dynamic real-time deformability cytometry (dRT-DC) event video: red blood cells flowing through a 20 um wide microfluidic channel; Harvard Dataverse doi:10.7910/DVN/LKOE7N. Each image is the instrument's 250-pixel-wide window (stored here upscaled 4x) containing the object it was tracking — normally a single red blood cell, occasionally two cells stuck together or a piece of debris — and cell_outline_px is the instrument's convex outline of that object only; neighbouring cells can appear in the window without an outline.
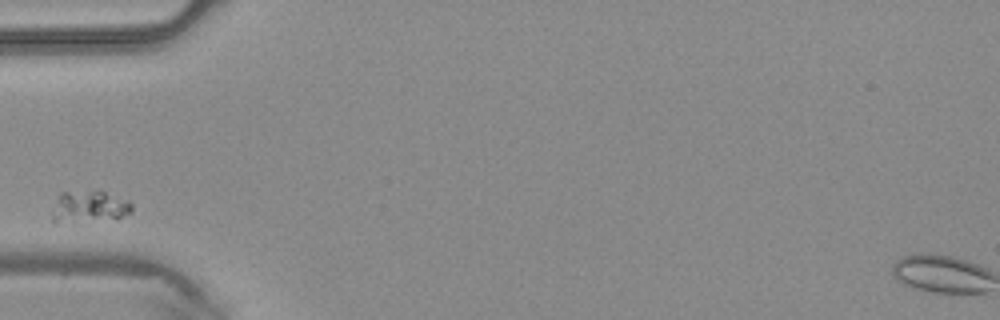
{"species": "common noctule bat (a hibernating species)", "species_latin": "Nyctalus noctula", "temperature_condition": "warm", "stored_images_in_passage": 1, "camera_frame_rate_fps": 3000, "um_per_image_px": 0.085, "animal": {"sex": "male", "body_mass_g": 20.4}, "frame": {"image": 1, "passage_image": 1, "time_ms": 0.0, "image_size_px": [1000, 320], "cell_outline_px": [[132, 212], [116, 220], [52, 220], [52, 216], [56, 196], [60, 192], [104, 192], [128, 200], [132, 204]], "centroid_in_image_um": [7.65, 17.56], "position_along_channel_um": 77.4, "area_um2": 14.28}}